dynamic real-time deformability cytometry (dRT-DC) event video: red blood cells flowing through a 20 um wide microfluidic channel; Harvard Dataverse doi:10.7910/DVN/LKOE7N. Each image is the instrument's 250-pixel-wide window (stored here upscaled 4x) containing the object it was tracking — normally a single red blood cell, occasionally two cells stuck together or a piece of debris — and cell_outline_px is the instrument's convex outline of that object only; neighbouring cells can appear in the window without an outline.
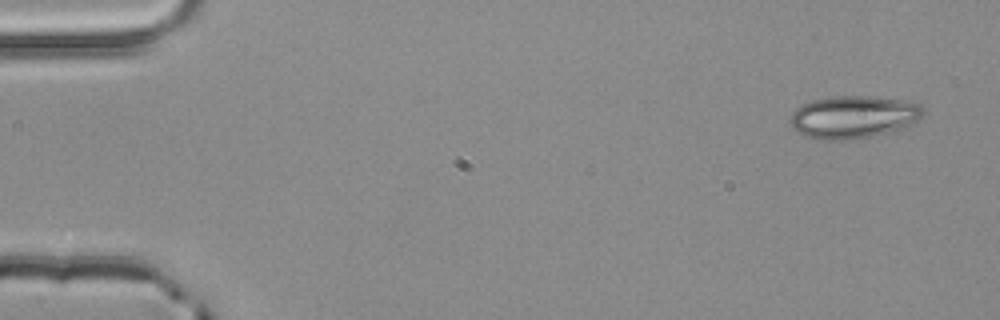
{"species": "common noctule bat (a hibernating species)", "species_latin": "Nyctalus noctula", "temperature_condition": "room temperature", "stored_images_in_passage": 3, "segment_of_instrument_passage": [2, 2], "camera_frame_rate_fps": 3000, "um_per_image_px": 0.085, "animal": {"sex": "male", "body_mass_g": 20.4}, "frame": {"image": 1, "passage_image": 3, "time_ms": 0.667, "image_size_px": [1000, 320], "cell_outline_px": [[928, 112], [904, 128], [868, 136], [844, 140], [824, 140], [804, 136], [796, 132], [792, 128], [788, 120], [792, 112], [796, 108], [812, 100], [832, 96], [872, 96], [904, 100], [924, 104]], "centroid_in_image_um": [72.55, 9.93], "position_along_channel_um": 12.5, "area_um2": 33.35}}